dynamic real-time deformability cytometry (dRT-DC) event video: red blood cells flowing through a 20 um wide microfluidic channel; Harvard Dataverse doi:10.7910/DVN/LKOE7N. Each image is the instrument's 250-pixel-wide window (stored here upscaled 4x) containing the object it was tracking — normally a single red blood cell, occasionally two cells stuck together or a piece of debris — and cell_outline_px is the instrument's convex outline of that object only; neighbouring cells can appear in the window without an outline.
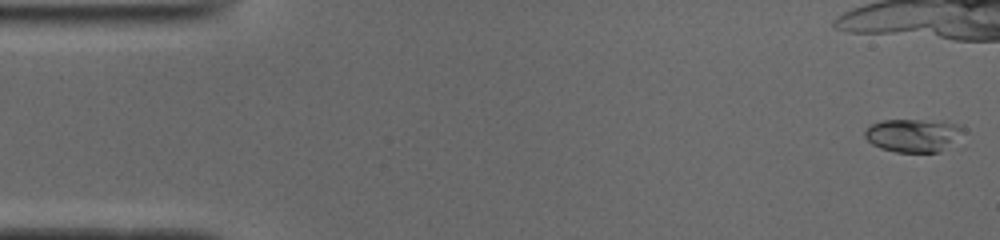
{"species": "common noctule bat (a hibernating species)", "species_latin": "Nyctalus noctula", "temperature_condition": "cold", "stored_images_in_passage": 34, "camera_frame_rate_fps": 3000, "um_per_image_px": 0.085, "animal": {"sex": "male", "body_mass_g": 19.0, "forearm_length_mm": 50.8}, "frame": {"image": 1, "passage_image": 1, "time_ms": 0.0, "image_size_px": [1000, 240], "cell_outline_px": [[964, 128], [940, 152], [896, 152], [880, 148], [872, 144], [864, 136], [864, 132], [872, 124], [884, 120], [920, 120], [956, 124]], "centroid_in_image_um": [77.51, 11.51], "position_along_channel_um": 7.5, "area_um2": 18.26}}